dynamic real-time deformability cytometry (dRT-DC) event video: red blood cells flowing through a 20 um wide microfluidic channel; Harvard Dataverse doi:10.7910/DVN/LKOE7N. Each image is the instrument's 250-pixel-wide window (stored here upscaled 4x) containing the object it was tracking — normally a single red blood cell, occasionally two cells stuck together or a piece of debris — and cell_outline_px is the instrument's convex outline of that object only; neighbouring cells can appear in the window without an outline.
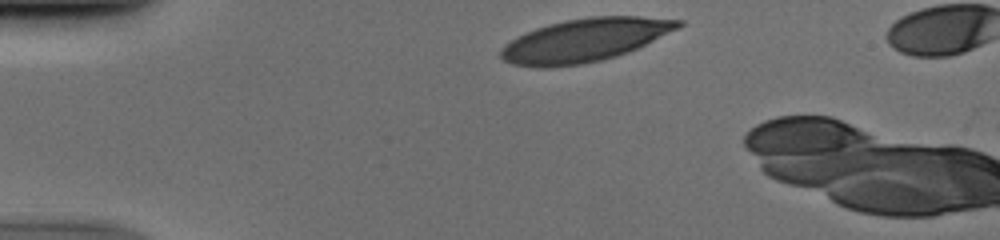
{"species": "human", "species_latin": "Homo sapiens", "temperature_condition": "cold", "stored_images_in_passage": 4, "camera_frame_rate_fps": 3000, "um_per_image_px": 0.085, "donor": {"sex": "male"}, "frame": {"image": 1, "passage_image": 1, "time_ms": 0.0, "image_size_px": [1000, 240], "cell_outline_px": [[684, 24], [628, 52], [616, 56], [600, 60], [580, 64], [548, 68], [540, 68], [512, 64], [504, 60], [500, 56], [500, 48], [504, 44], [516, 36], [524, 32], [548, 24], [564, 20], [588, 16], [640, 16], [684, 20]], "centroid_in_image_um": [49.63, 3.41], "position_along_channel_um": 35.4, "area_um2": 44.51}}